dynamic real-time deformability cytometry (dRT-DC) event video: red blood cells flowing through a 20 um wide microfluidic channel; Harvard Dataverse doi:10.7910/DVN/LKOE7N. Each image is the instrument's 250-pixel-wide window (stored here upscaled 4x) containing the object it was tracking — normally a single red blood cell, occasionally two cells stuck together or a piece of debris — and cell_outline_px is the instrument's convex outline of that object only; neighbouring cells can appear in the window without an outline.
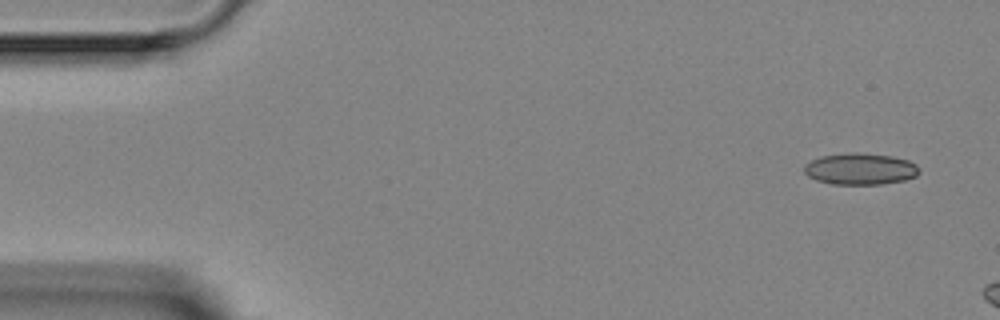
{"species": "Egyptian fruit bat (a non-hibernating species)", "species_latin": "Rousettus aegyptiacus", "temperature_condition": "room temperature", "stored_images_in_passage": 3, "camera_frame_rate_fps": 3000, "um_per_image_px": 0.085, "animal": {"sex": "female"}, "frame": {"image": 1, "passage_image": 1, "time_ms": 0.0, "image_size_px": [1000, 320], "cell_outline_px": [[920, 172], [916, 176], [904, 180], [880, 184], [832, 184], [816, 180], [808, 176], [804, 172], [804, 164], [820, 156], [852, 152], [856, 152], [892, 156], [908, 160], [916, 164], [920, 168]], "centroid_in_image_um": [73.12, 14.35], "position_along_channel_um": 11.9, "area_um2": 21.21}}